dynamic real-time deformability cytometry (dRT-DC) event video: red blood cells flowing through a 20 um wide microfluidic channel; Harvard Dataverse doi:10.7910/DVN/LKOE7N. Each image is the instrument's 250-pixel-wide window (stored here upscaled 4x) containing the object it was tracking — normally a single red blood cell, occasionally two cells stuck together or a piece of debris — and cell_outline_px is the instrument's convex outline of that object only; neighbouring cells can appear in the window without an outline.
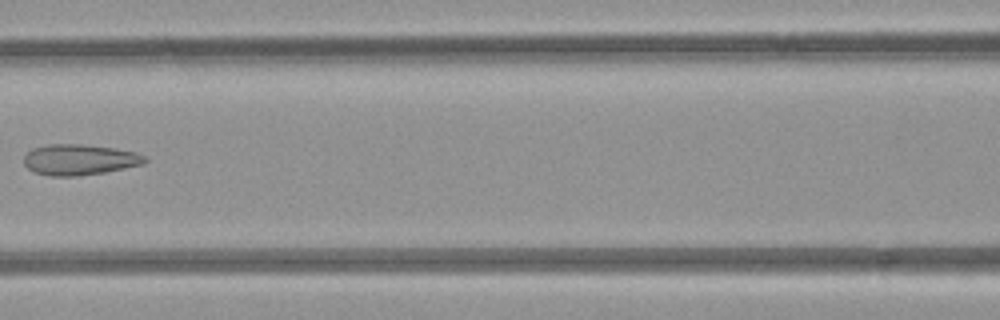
{"species": "common noctule bat (a hibernating species)", "species_latin": "Nyctalus noctula", "temperature_condition": "room temperature", "stored_images_in_passage": 6, "camera_frame_rate_fps": 3000, "um_per_image_px": 0.085, "animal": {"sex": "female", "body_mass_g": 21.9}, "frame": {"image": 1, "passage_image": 5, "time_ms": 5.667, "image_size_px": [1000, 320], "cell_outline_px": [[148, 160], [144, 164], [104, 172], [76, 176], [48, 176], [32, 172], [24, 164], [24, 156], [32, 148], [48, 144], [80, 144], [116, 148], [136, 152], [144, 156]], "centroid_in_image_um": [6.74, 13.57], "position_along_channel_um": 159.9, "area_um2": 21.79}}
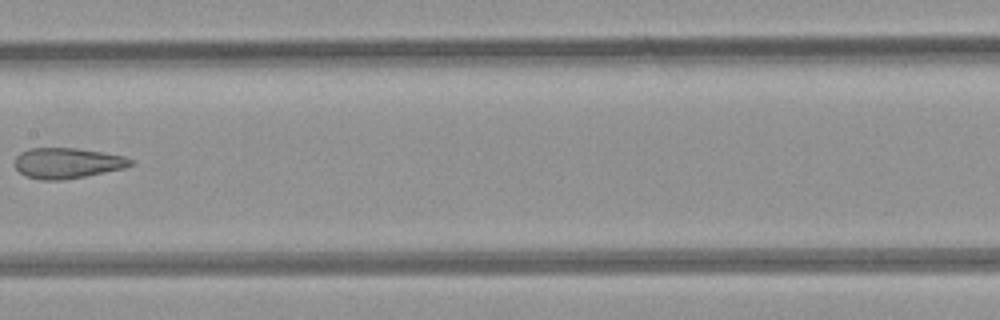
{"frame": {"image": 2, "passage_image": 6, "time_ms": 6.667, "image_size_px": [1000, 320], "cell_outline_px": [[136, 164], [124, 168], [84, 176], [60, 180], [40, 180], [24, 176], [12, 164], [16, 156], [20, 152], [28, 148], [76, 148], [124, 156], [136, 160]], "centroid_in_image_um": [5.7, 13.86], "position_along_channel_um": 201.7, "area_um2": 20.81}}